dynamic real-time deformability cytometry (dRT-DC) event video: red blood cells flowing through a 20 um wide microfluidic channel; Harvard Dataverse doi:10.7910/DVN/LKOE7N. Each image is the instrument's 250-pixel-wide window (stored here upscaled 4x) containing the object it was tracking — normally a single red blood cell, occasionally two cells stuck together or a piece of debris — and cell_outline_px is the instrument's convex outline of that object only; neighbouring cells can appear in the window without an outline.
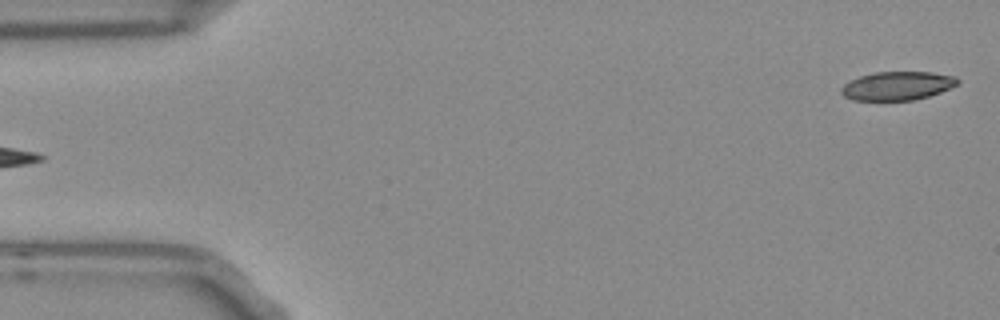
{"species": "Egyptian fruit bat (a non-hibernating species)", "species_latin": "Rousettus aegyptiacus", "temperature_condition": "room temperature", "stored_images_in_passage": 53, "camera_frame_rate_fps": 3000, "um_per_image_px": 0.085, "frame": {"image": 1, "passage_image": 1, "time_ms": 0.0, "image_size_px": [1000, 320], "cell_outline_px": [[960, 80], [956, 84], [940, 92], [928, 96], [912, 100], [852, 100], [844, 96], [840, 92], [840, 88], [848, 80], [860, 76], [876, 72], [932, 72], [956, 76]], "centroid_in_image_um": [76.24, 7.29], "position_along_channel_um": 8.8, "area_um2": 19.36}}
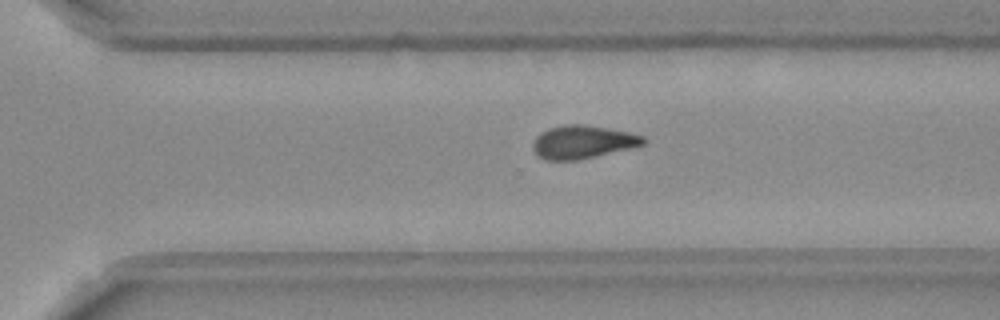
{"frame": {"image": 2, "passage_image": 36, "time_ms": 11.667, "image_size_px": [1000, 320], "cell_outline_px": [[644, 144], [576, 160], [548, 160], [540, 156], [532, 148], [532, 144], [536, 136], [540, 132], [548, 128], [564, 124], [584, 124], [608, 128], [628, 132], [644, 136]], "centroid_in_image_um": [49.47, 12.04], "position_along_channel_um": 321.1, "area_um2": 20.92}}
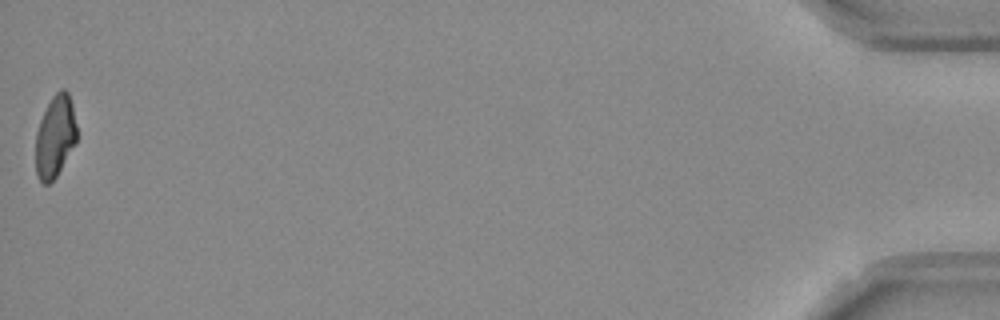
{"frame": {"image": 3, "passage_image": 53, "time_ms": 17.333, "image_size_px": [1000, 320], "cell_outline_px": [[76, 144], [56, 176], [48, 184], [44, 184], [40, 180], [36, 172], [36, 132], [40, 120], [52, 96], [60, 88], [64, 88], [68, 92], [72, 104], [76, 124]], "centroid_in_image_um": [4.69, 11.58], "position_along_channel_um": 430.5, "area_um2": 19.59}, "authors_computed_cell_mechanics": {"area_um2": 21.0392, "velocity_mm_per_s": 3.76, "shape_relaxation_time_tau1_ms": null, "shape_relaxation_time_tau2_ms": 5.8555, "deformation_change_tau1": null, "deformation_change_tau2": 0.1306}}